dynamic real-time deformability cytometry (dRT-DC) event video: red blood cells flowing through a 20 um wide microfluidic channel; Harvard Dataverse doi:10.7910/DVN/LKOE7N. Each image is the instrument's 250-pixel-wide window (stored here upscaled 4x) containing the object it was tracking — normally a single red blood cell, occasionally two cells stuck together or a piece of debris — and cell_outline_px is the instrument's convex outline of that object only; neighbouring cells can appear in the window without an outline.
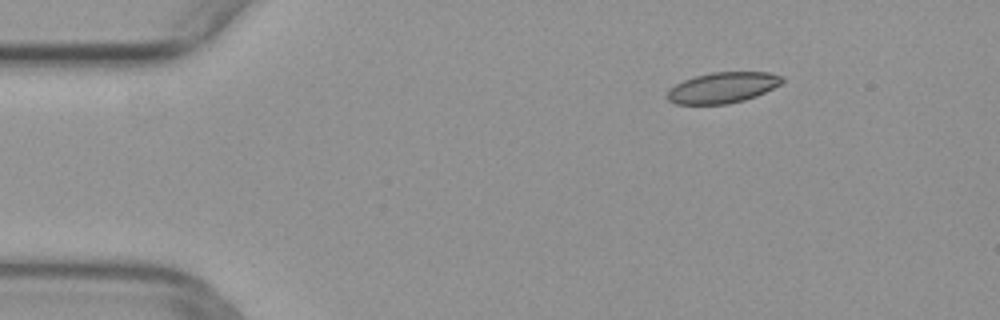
{"species": "common noctule bat (a hibernating species)", "species_latin": "Nyctalus noctula", "temperature_condition": "warm", "stored_images_in_passage": 44, "camera_frame_rate_fps": 3000, "um_per_image_px": 0.085, "animal": {"sex": "female", "body_mass_g": 29.2, "forearm_length_mm": 56.3}, "frame": {"image": 1, "passage_image": 1, "time_ms": 0.0, "image_size_px": [1000, 320], "cell_outline_px": [[784, 80], [780, 84], [756, 96], [744, 100], [728, 104], [676, 104], [668, 100], [668, 92], [676, 84], [684, 80], [696, 76], [712, 72], [772, 72], [784, 76]], "centroid_in_image_um": [61.47, 7.44], "position_along_channel_um": 23.5, "area_um2": 20.46}}
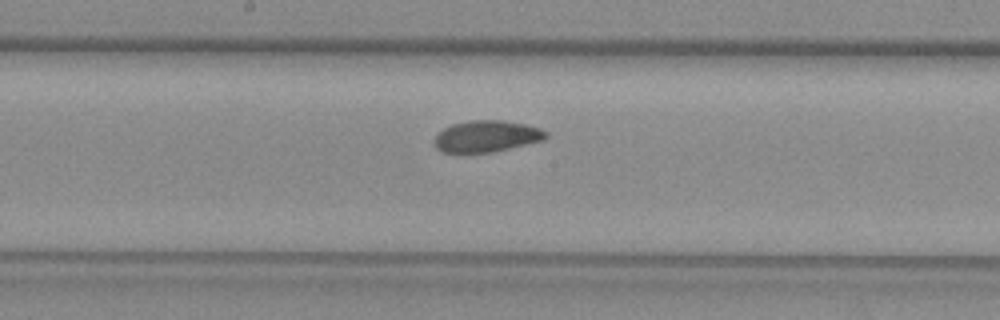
{"frame": {"image": 2, "passage_image": 20, "time_ms": 6.333, "image_size_px": [1000, 320], "cell_outline_px": [[548, 136], [544, 140], [492, 152], [440, 152], [436, 148], [436, 136], [444, 128], [452, 124], [468, 120], [500, 120], [524, 124], [540, 128], [548, 132]], "centroid_in_image_um": [41.38, 11.57], "position_along_channel_um": 206.8, "area_um2": 20.29}}
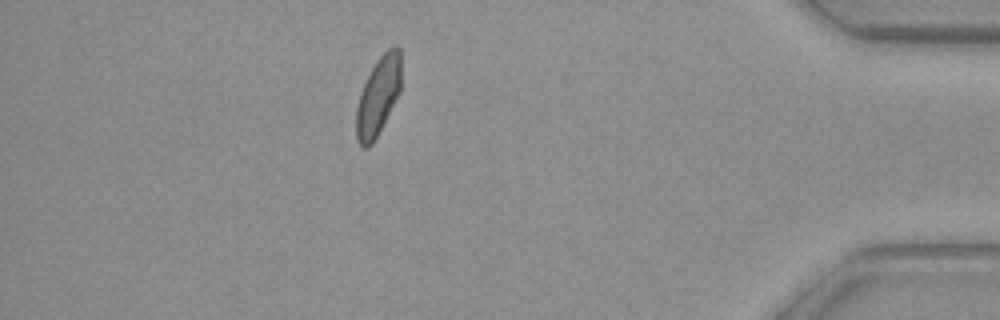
{"frame": {"image": 3, "passage_image": 38, "time_ms": 12.333, "image_size_px": [1000, 320], "cell_outline_px": [[400, 92], [372, 144], [368, 148], [360, 148], [356, 140], [356, 108], [360, 92], [376, 60], [388, 48], [400, 48]], "centroid_in_image_um": [32.11, 8.22], "position_along_channel_um": 403.1, "area_um2": 20.29}}